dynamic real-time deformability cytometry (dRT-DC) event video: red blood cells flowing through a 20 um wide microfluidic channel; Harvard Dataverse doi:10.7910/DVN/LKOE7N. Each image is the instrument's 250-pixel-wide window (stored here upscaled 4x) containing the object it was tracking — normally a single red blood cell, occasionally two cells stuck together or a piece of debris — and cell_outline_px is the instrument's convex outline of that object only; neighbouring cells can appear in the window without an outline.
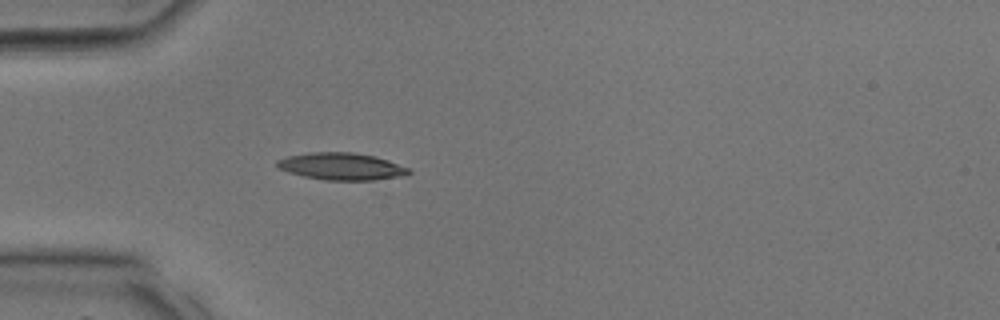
{"species": "common noctule bat (a hibernating species)", "species_latin": "Nyctalus noctula", "temperature_condition": "room temperature", "stored_images_in_passage": 13, "camera_frame_rate_fps": 3000, "um_per_image_px": 0.085, "animal": {"sex": "male", "body_mass_g": 17.9, "forearm_length_mm": 54.2}, "frame": {"image": 1, "passage_image": 3, "time_ms": 0.667, "image_size_px": [1000, 320], "cell_outline_px": [[412, 172], [400, 176], [372, 180], [324, 180], [304, 176], [288, 172], [276, 168], [276, 160], [288, 156], [308, 152], [352, 152], [372, 156], [388, 160], [408, 168]], "centroid_in_image_um": [28.96, 14.14], "position_along_channel_um": 56.0, "area_um2": 20.69}}
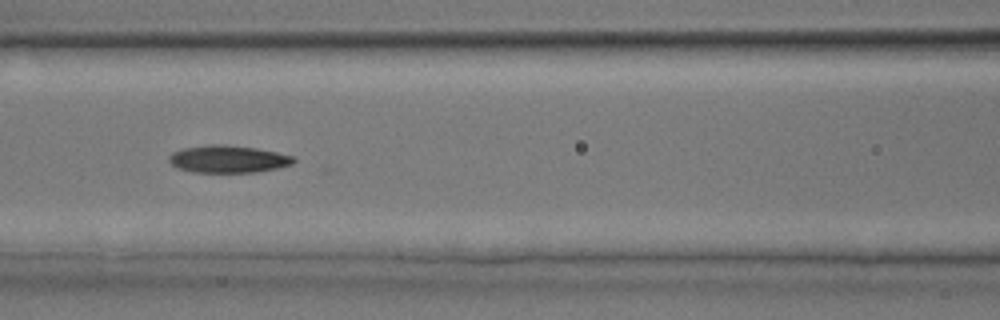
{"frame": {"image": 2, "passage_image": 8, "time_ms": 2.333, "image_size_px": [1000, 320], "cell_outline_px": [[296, 160], [292, 164], [276, 168], [256, 172], [192, 172], [180, 168], [172, 164], [168, 160], [168, 156], [172, 152], [184, 148], [208, 144], [224, 144], [256, 148], [296, 156]], "centroid_in_image_um": [19.4, 13.51], "position_along_channel_um": 147.2, "area_um2": 19.88}}